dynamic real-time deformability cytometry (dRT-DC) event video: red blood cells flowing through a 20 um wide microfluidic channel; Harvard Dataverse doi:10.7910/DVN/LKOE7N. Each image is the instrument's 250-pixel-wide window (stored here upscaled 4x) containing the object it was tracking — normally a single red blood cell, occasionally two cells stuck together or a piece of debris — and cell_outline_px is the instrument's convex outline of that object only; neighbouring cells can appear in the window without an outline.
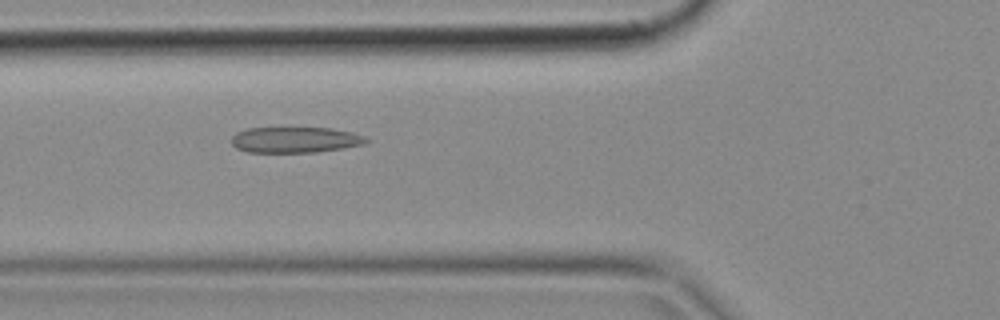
{"species": "common noctule bat (a hibernating species)", "species_latin": "Nyctalus noctula", "temperature_condition": "cold", "stored_images_in_passage": 43, "camera_frame_rate_fps": 3000, "um_per_image_px": 0.085, "animal": {"sex": "female", "body_mass_g": 18.4}, "frame": {"image": 1, "passage_image": 14, "time_ms": 4.333, "image_size_px": [1000, 320], "cell_outline_px": [[368, 140], [364, 144], [316, 152], [248, 152], [236, 148], [232, 144], [232, 136], [236, 132], [248, 128], [332, 128], [352, 132], [364, 136]], "centroid_in_image_um": [25.06, 11.88], "position_along_channel_um": 100.7, "area_um2": 20.11}}
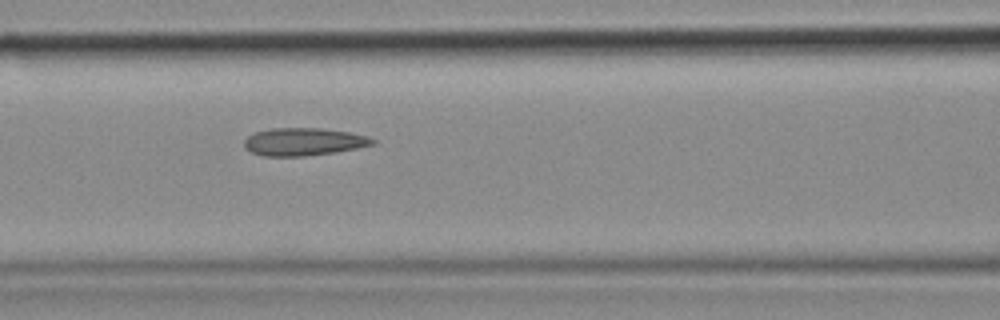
{"frame": {"image": 2, "passage_image": 17, "time_ms": 5.333, "image_size_px": [1000, 320], "cell_outline_px": [[376, 144], [356, 148], [332, 152], [304, 156], [264, 156], [252, 152], [244, 148], [244, 140], [248, 136], [256, 132], [272, 128], [320, 128], [348, 132], [368, 136], [376, 140]], "centroid_in_image_um": [25.8, 12.04], "position_along_channel_um": 140.8, "area_um2": 20.58}}
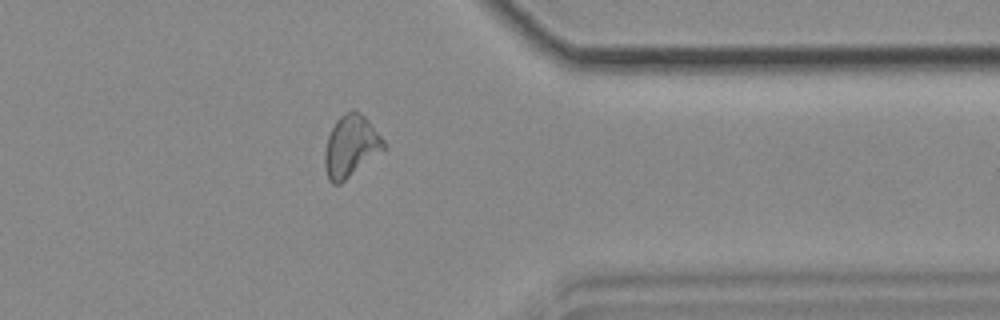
{"frame": {"image": 3, "passage_image": 36, "time_ms": 11.667, "image_size_px": [1000, 320], "cell_outline_px": [[388, 148], [384, 152], [340, 184], [332, 184], [328, 180], [324, 164], [324, 152], [328, 136], [336, 120], [344, 112], [352, 108], [360, 112], [368, 120], [384, 140]], "centroid_in_image_um": [29.84, 12.44], "position_along_channel_um": 381.6, "area_um2": 21.73}}